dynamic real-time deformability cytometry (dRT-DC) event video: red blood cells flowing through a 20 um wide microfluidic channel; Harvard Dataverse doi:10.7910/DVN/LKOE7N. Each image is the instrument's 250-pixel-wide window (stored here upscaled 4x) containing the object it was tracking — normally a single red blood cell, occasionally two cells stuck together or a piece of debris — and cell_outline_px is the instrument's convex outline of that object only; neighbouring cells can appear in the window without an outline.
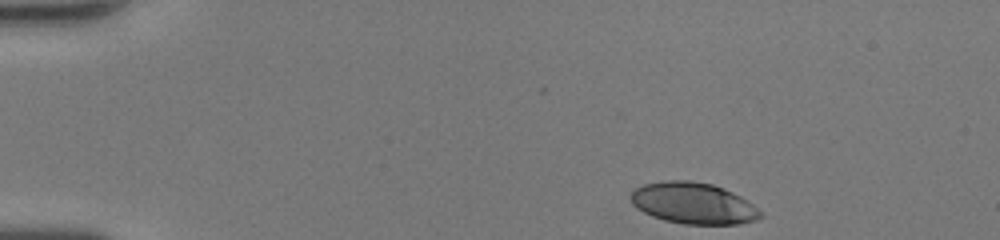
{"species": "human", "species_latin": "Homo sapiens", "temperature_condition": "room temperature", "stored_images_in_passage": 42, "camera_frame_rate_fps": 3000, "um_per_image_px": 0.085, "donor": {"sex": "female"}, "frame": {"image": 1, "passage_image": 1, "time_ms": 0.0, "image_size_px": [1000, 240], "cell_outline_px": [[764, 216], [756, 220], [740, 224], [684, 224], [664, 220], [652, 216], [636, 208], [632, 204], [632, 188], [644, 184], [664, 180], [692, 180], [712, 184], [724, 188], [740, 196], [752, 204]], "centroid_in_image_um": [58.92, 17.27], "position_along_channel_um": 26.1, "area_um2": 31.33}}
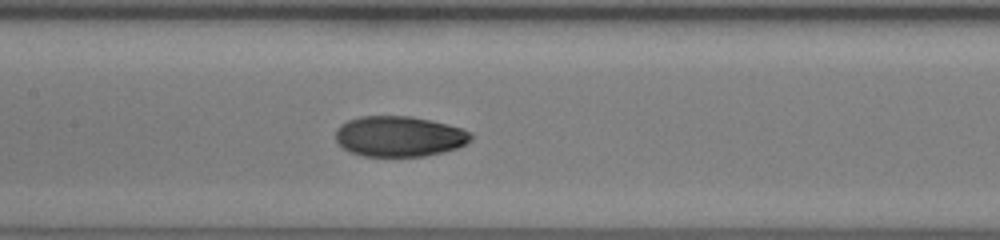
{"frame": {"image": 2, "passage_image": 18, "time_ms": 5.667, "image_size_px": [1000, 240], "cell_outline_px": [[472, 140], [456, 148], [444, 152], [424, 156], [360, 156], [348, 152], [336, 140], [336, 128], [340, 124], [348, 120], [360, 116], [408, 116], [432, 120], [460, 128], [472, 132]], "centroid_in_image_um": [33.92, 11.59], "position_along_channel_um": 173.5, "area_um2": 32.08}}
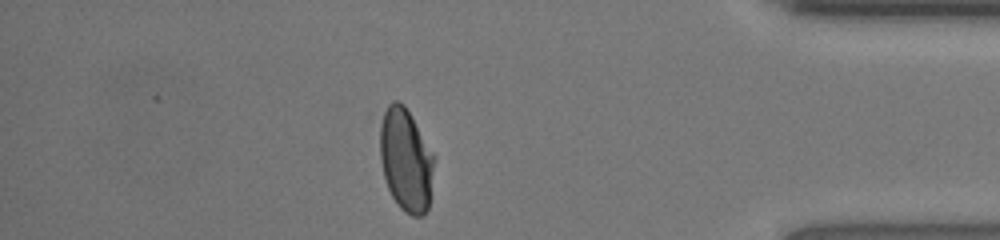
{"frame": {"image": 3, "passage_image": 36, "time_ms": 11.667, "image_size_px": [1000, 240], "cell_outline_px": [[432, 168], [428, 208], [420, 216], [412, 216], [404, 212], [400, 208], [392, 196], [388, 188], [384, 176], [380, 160], [376, 120], [376, 116], [392, 100], [400, 100], [404, 104], [432, 152]], "centroid_in_image_um": [34.38, 13.48], "position_along_channel_um": 400.8, "area_um2": 32.89}, "authors_computed_cell_mechanics": {"area_um2": 32.079, "velocity_mm_per_s": 4.324, "shape_relaxation_time_tau1_ms": 5.7412, "shape_relaxation_time_tau2_ms": 1.316, "deformation_change_tau1": 0.1989, "deformation_change_tau2": 0.0469}}